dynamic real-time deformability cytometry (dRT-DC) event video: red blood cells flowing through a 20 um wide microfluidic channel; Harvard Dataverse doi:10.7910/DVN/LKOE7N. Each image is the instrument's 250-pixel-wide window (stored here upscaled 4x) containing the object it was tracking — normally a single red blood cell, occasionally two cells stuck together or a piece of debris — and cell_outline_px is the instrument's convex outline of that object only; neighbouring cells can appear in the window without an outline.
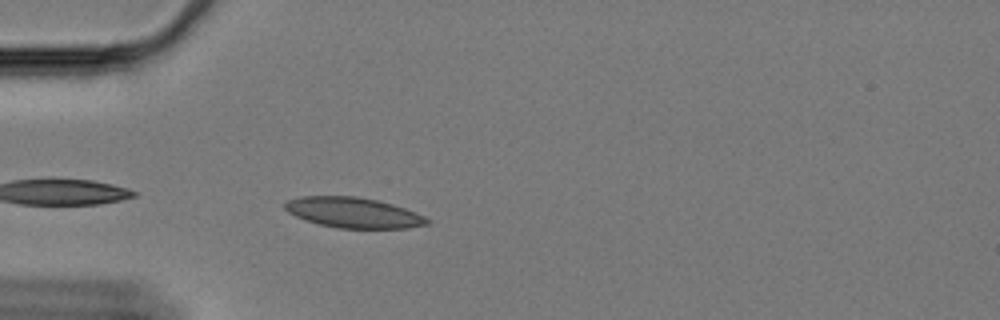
{"species": "Egyptian fruit bat (a non-hibernating species)", "species_latin": "Rousettus aegyptiacus", "temperature_condition": "cold", "stored_images_in_passage": 22, "camera_frame_rate_fps": 3000, "um_per_image_px": 0.085, "animal": {"sex": "female"}, "frame": {"image": 1, "passage_image": 3, "time_ms": 0.667, "image_size_px": [1000, 320], "cell_outline_px": [[432, 224], [408, 228], [340, 228], [320, 224], [296, 216], [288, 212], [284, 208], [284, 204], [288, 200], [300, 196], [356, 196], [376, 200], [392, 204], [404, 208], [424, 216], [432, 220]], "centroid_in_image_um": [30.08, 18.07], "position_along_channel_um": 54.9, "area_um2": 25.09}}
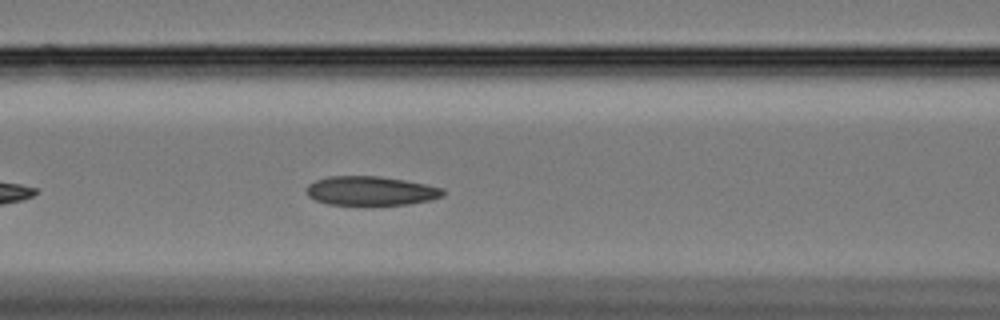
{"frame": {"image": 2, "passage_image": 11, "time_ms": 3.333, "image_size_px": [1000, 320], "cell_outline_px": [[444, 196], [432, 200], [408, 204], [372, 208], [364, 208], [328, 204], [316, 200], [308, 196], [308, 184], [316, 180], [328, 176], [380, 176], [404, 180], [444, 188]], "centroid_in_image_um": [31.54, 16.28], "position_along_channel_um": 135.1, "area_um2": 24.22}}
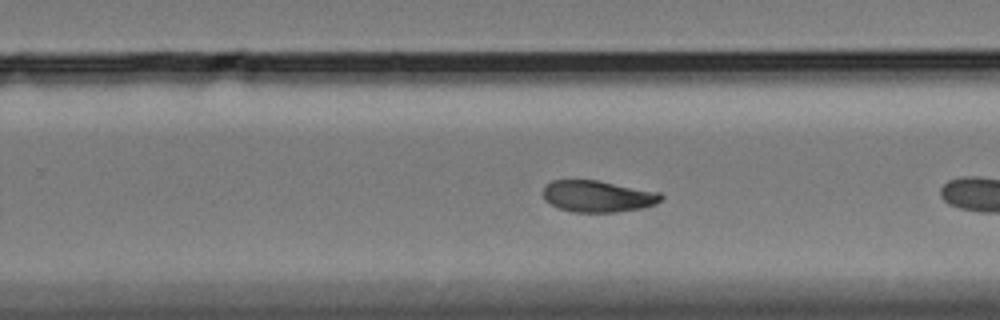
{"frame": {"image": 3, "passage_image": 21, "time_ms": 6.667, "image_size_px": [1000, 320], "cell_outline_px": [[664, 196], [656, 204], [644, 208], [616, 212], [572, 212], [560, 208], [544, 200], [540, 192], [544, 184], [552, 180], [596, 180], [660, 192]], "centroid_in_image_um": [50.77, 16.68], "position_along_channel_um": 279.0, "area_um2": 21.96}}